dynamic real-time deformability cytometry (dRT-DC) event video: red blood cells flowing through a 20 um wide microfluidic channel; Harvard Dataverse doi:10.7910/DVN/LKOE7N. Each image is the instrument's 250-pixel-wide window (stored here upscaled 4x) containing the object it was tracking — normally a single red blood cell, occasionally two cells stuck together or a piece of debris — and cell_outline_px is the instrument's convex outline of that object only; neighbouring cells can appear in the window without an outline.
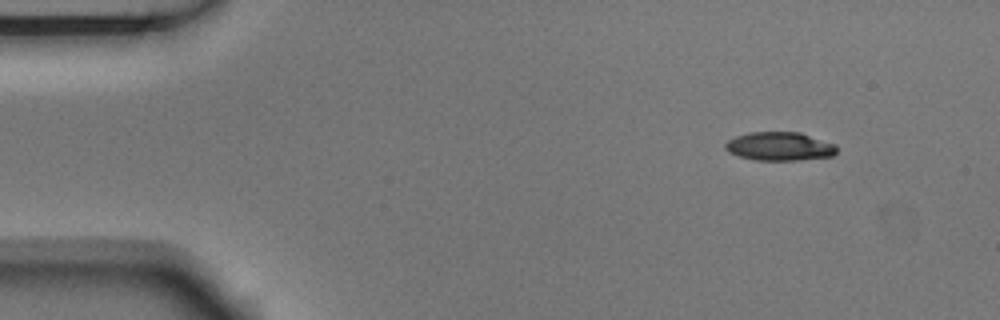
{"species": "Egyptian fruit bat (a non-hibernating species)", "species_latin": "Rousettus aegyptiacus", "temperature_condition": "room temperature", "stored_images_in_passage": 49, "camera_frame_rate_fps": 3000, "um_per_image_px": 0.085, "animal": {"sex": "male"}, "frame": {"image": 1, "passage_image": 1, "time_ms": 0.0, "image_size_px": [1000, 320], "cell_outline_px": [[836, 152], [832, 156], [796, 160], [756, 160], [740, 156], [728, 152], [724, 148], [724, 144], [728, 140], [736, 136], [748, 132], [800, 132], [836, 144]], "centroid_in_image_um": [66.25, 12.43], "position_along_channel_um": 18.8, "area_um2": 18.55}}
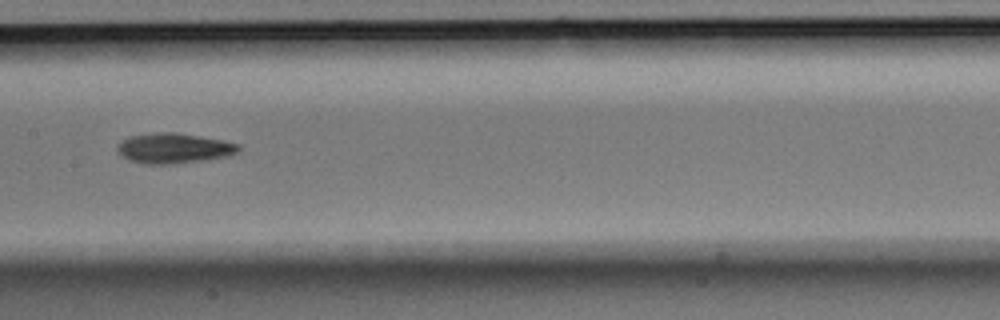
{"frame": {"image": 2, "passage_image": 22, "time_ms": 7.0, "image_size_px": [1000, 320], "cell_outline_px": [[240, 148], [236, 152], [228, 156], [208, 160], [176, 164], [144, 164], [128, 160], [116, 148], [116, 144], [120, 140], [128, 136], [160, 132], [172, 132], [220, 140], [240, 144]], "centroid_in_image_um": [14.74, 12.61], "position_along_channel_um": 192.7, "area_um2": 21.33}}
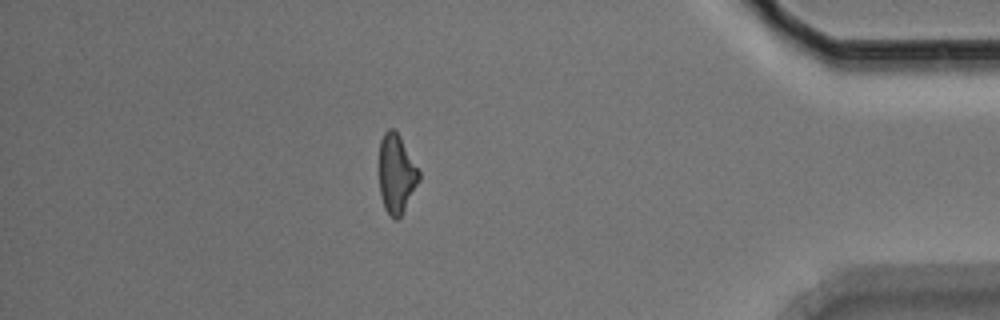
{"frame": {"image": 3, "passage_image": 42, "time_ms": 13.667, "image_size_px": [1000, 320], "cell_outline_px": [[420, 180], [400, 216], [396, 220], [384, 208], [380, 192], [380, 140], [384, 132], [388, 128], [392, 128], [400, 136], [420, 172]], "centroid_in_image_um": [33.7, 14.74], "position_along_channel_um": 401.5, "area_um2": 17.98}, "authors_computed_cell_mechanics": {"area_um2": 19.7676, "velocity_mm_per_s": 3.7308, "shape_relaxation_time_tau1_ms": 3.7738, "shape_relaxation_time_tau2_ms": 6.2312, "deformation_change_tau1": 0.1339, "deformation_change_tau2": 0.1549}}